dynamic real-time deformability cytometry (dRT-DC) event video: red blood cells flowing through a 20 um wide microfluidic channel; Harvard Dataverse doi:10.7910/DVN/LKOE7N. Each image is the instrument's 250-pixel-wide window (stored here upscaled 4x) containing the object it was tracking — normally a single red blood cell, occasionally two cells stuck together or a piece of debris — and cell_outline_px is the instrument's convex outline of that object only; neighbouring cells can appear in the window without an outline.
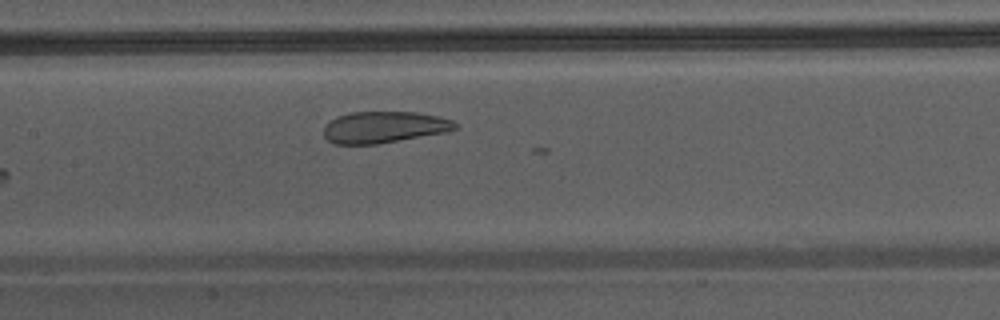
{"species": "Egyptian fruit bat (a non-hibernating species)", "species_latin": "Rousettus aegyptiacus", "temperature_condition": "warm", "stored_images_in_passage": 12, "camera_frame_rate_fps": 3000, "um_per_image_px": 0.085, "animal": {"sex": "male"}, "frame": {"image": 1, "passage_image": 8, "time_ms": 2.333, "image_size_px": [1000, 320], "cell_outline_px": [[460, 128], [448, 132], [376, 144], [336, 144], [328, 140], [324, 136], [324, 128], [336, 116], [352, 112], [416, 112], [436, 116], [452, 120], [460, 124]], "centroid_in_image_um": [32.7, 10.81], "position_along_channel_um": 174.7, "area_um2": 24.16}}
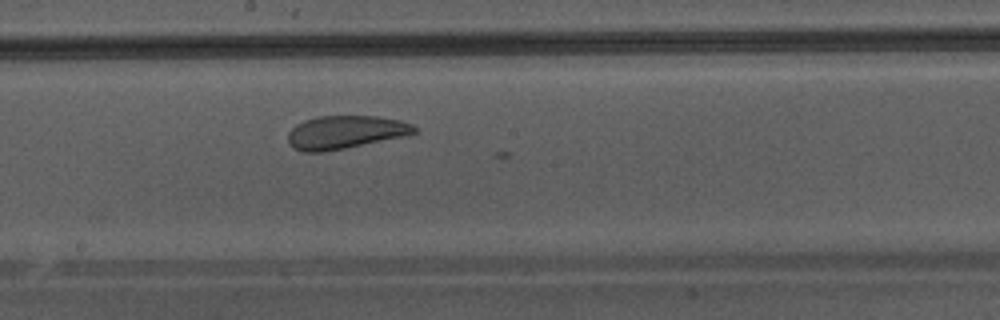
{"frame": {"image": 2, "passage_image": 11, "time_ms": 3.333, "image_size_px": [1000, 320], "cell_outline_px": [[416, 132], [408, 136], [324, 152], [304, 152], [288, 144], [288, 132], [296, 124], [304, 120], [316, 116], [380, 116], [400, 120], [412, 124], [416, 128]], "centroid_in_image_um": [29.36, 11.23], "position_along_channel_um": 218.8, "area_um2": 24.62}}